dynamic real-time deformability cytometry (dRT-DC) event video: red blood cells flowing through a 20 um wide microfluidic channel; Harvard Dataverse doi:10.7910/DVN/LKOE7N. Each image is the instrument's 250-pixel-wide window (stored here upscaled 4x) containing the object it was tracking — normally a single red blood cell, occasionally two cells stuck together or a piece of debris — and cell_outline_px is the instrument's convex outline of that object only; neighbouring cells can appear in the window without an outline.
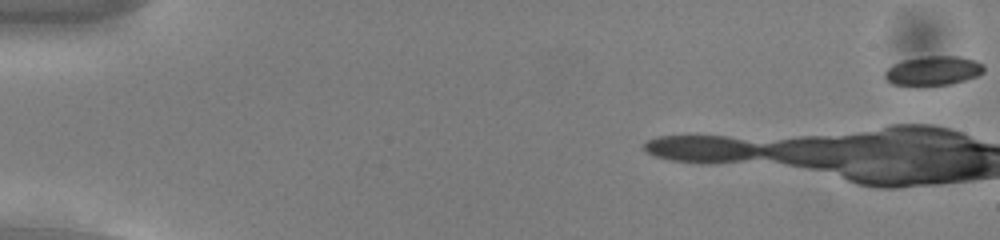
{"species": "common noctule bat (a hibernating species)", "species_latin": "Nyctalus noctula", "temperature_condition": "cold", "stored_images_in_passage": 10, "camera_frame_rate_fps": 3000, "um_per_image_px": 0.085, "animal": {"sex": "male", "body_mass_g": 13.0, "forearm_length_mm": 53.1}, "frame": {"image": 1, "passage_image": 1, "time_ms": 0.0, "image_size_px": [1000, 240], "cell_outline_px": [[984, 72], [976, 76], [952, 84], [892, 84], [884, 76], [884, 72], [892, 64], [904, 60], [924, 56], [956, 56], [976, 60], [984, 64]], "centroid_in_image_um": [79.35, 5.98], "position_along_channel_um": 5.6, "area_um2": 16.59}}